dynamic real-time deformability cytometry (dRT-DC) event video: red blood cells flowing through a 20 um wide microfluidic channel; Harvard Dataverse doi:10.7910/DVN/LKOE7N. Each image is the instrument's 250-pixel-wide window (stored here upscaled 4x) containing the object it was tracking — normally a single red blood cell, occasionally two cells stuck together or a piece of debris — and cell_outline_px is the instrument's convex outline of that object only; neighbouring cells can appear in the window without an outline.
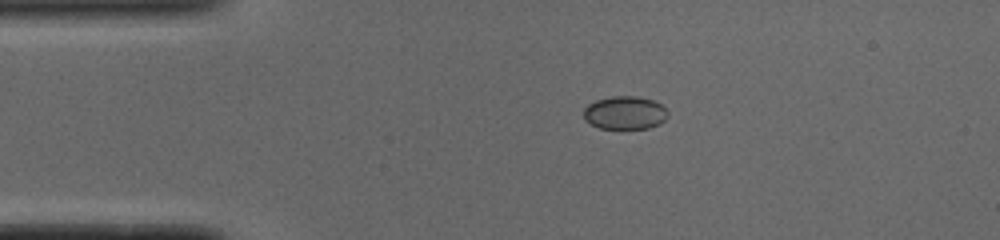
{"species": "common noctule bat (a hibernating species)", "species_latin": "Nyctalus noctula", "temperature_condition": "cold", "stored_images_in_passage": 42, "camera_frame_rate_fps": 3000, "um_per_image_px": 0.085, "animal": {"sex": "male", "body_mass_g": 19.0, "forearm_length_mm": 50.8}, "frame": {"image": 1, "passage_image": 1, "time_ms": 0.0, "image_size_px": [1000, 240], "cell_outline_px": [[668, 116], [660, 124], [648, 128], [600, 128], [584, 120], [584, 108], [588, 104], [596, 100], [612, 96], [636, 96], [652, 100], [660, 104], [668, 112]], "centroid_in_image_um": [53.11, 9.58], "position_along_channel_um": 31.9, "area_um2": 16.18}}
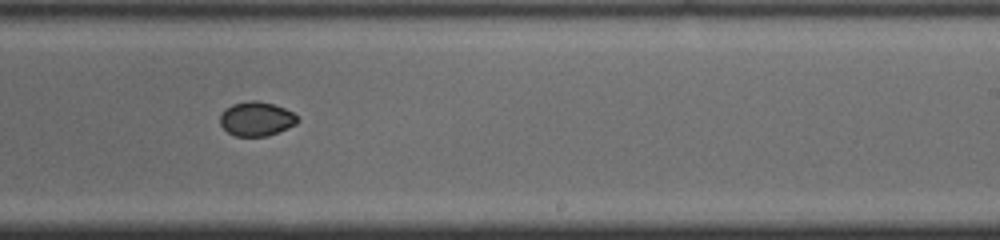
{"frame": {"image": 2, "passage_image": 22, "time_ms": 7.0, "image_size_px": [1000, 240], "cell_outline_px": [[300, 120], [296, 124], [268, 136], [236, 136], [228, 132], [220, 124], [220, 116], [224, 108], [232, 104], [248, 100], [256, 100], [272, 104], [284, 108], [292, 112]], "centroid_in_image_um": [21.78, 10.09], "position_along_channel_um": 267.2, "area_um2": 15.43}}
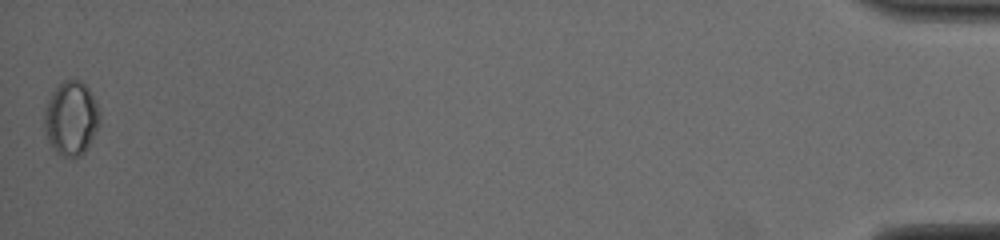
{"frame": {"image": 3, "passage_image": 42, "time_ms": 13.667, "image_size_px": [1000, 240], "cell_outline_px": [[100, 120], [88, 148], [80, 156], [64, 156], [56, 152], [48, 140], [44, 124], [44, 116], [48, 100], [52, 92], [64, 80], [80, 80], [88, 88], [96, 100], [100, 112]], "centroid_in_image_um": [6.06, 10.05], "position_along_channel_um": 429.1, "area_um2": 23.64}, "authors_computed_cell_mechanics": {"area_um2": 16.1262, "velocity_mm_per_s": 3.9032, "shape_relaxation_time_tau1_ms": 3.398, "shape_relaxation_time_tau2_ms": null, "deformation_change_tau1": 0.0497, "deformation_change_tau2": null}}